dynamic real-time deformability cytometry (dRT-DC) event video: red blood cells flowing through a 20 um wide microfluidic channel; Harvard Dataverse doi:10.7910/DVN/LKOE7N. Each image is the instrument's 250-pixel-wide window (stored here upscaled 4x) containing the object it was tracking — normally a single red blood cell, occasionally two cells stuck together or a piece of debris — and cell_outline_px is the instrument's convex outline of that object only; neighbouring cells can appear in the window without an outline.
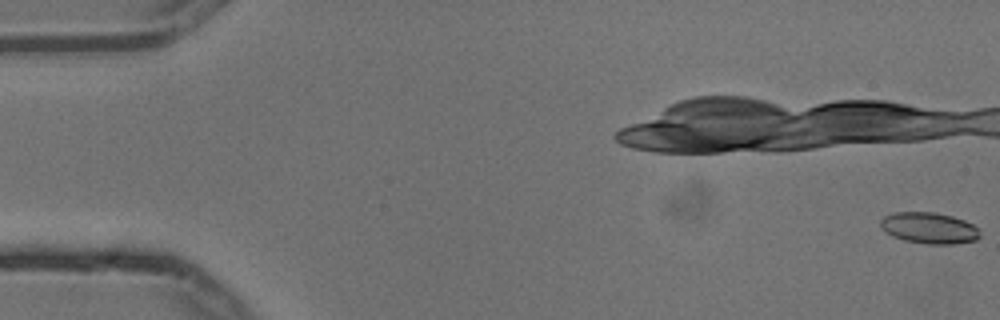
{"species": "common noctule bat (a hibernating species)", "species_latin": "Nyctalus noctula", "temperature_condition": "cold", "stored_images_in_passage": 16, "camera_frame_rate_fps": 3000, "um_per_image_px": 0.085, "animal": {"sex": "male", "body_mass_g": 13.3}, "frame": {"image": 1, "passage_image": 1, "time_ms": 0.0, "image_size_px": [1000, 320], "cell_outline_px": [[980, 236], [976, 240], [956, 244], [928, 244], [904, 240], [892, 236], [884, 232], [880, 228], [880, 220], [884, 216], [892, 212], [936, 212], [952, 216], [964, 220], [972, 224], [980, 232]], "centroid_in_image_um": [78.94, 19.38], "position_along_channel_um": 6.1, "area_um2": 18.26}}